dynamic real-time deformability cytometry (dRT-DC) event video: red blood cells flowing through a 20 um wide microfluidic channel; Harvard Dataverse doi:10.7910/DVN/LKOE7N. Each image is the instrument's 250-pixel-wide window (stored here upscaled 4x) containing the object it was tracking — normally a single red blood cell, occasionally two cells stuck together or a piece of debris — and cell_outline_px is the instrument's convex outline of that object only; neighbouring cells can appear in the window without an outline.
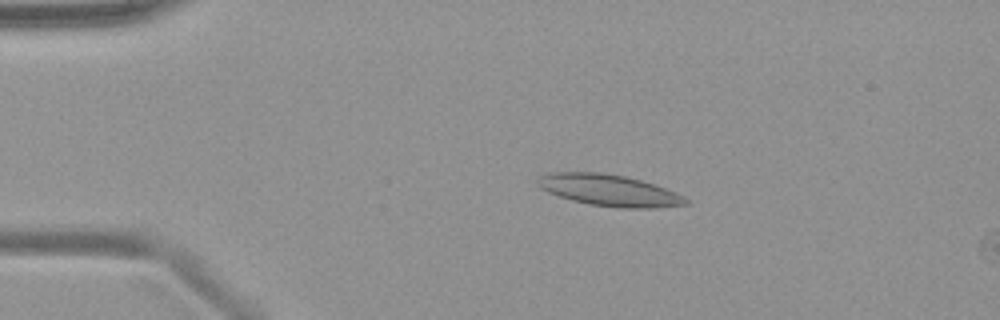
{"species": "common noctule bat (a hibernating species)", "species_latin": "Nyctalus noctula", "temperature_condition": "warm", "stored_images_in_passage": 14, "camera_frame_rate_fps": 3000, "um_per_image_px": 0.085, "animal": {"sex": "female", "body_mass_g": 19.9}, "frame": {"image": 1, "passage_image": 11, "time_ms": 3.333, "image_size_px": [1000, 320], "cell_outline_px": [[688, 204], [652, 208], [620, 208], [588, 204], [572, 200], [548, 192], [540, 188], [536, 180], [540, 176], [548, 172], [600, 172], [624, 176], [640, 180], [676, 192], [684, 196], [688, 200]], "centroid_in_image_um": [51.75, 16.17], "position_along_channel_um": 33.2, "area_um2": 27.05}}